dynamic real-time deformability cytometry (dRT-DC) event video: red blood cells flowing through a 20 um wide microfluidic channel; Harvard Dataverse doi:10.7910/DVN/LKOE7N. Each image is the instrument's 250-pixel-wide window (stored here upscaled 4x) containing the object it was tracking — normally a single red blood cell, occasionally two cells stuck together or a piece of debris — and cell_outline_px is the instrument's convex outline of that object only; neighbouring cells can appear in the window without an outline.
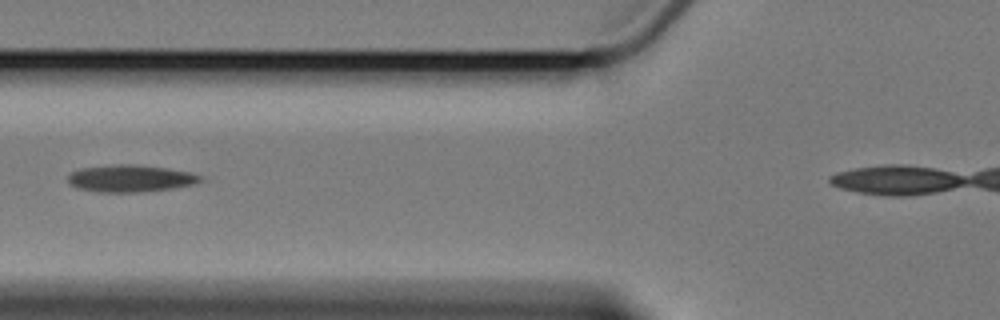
{"species": "Egyptian fruit bat (a non-hibernating species)", "species_latin": "Rousettus aegyptiacus", "temperature_condition": "cold", "stored_images_in_passage": 10, "camera_frame_rate_fps": 3000, "um_per_image_px": 0.085, "animal": {"sex": "female"}, "frame": {"image": 1, "passage_image": 2, "time_ms": 1.333, "image_size_px": [1000, 320], "cell_outline_px": [[200, 180], [192, 184], [172, 188], [136, 192], [96, 192], [76, 188], [68, 184], [68, 176], [72, 172], [80, 168], [120, 164], [132, 164], [168, 168], [188, 172], [200, 176]], "centroid_in_image_um": [10.99, 15.17], "position_along_channel_um": 114.8, "area_um2": 20.63}}
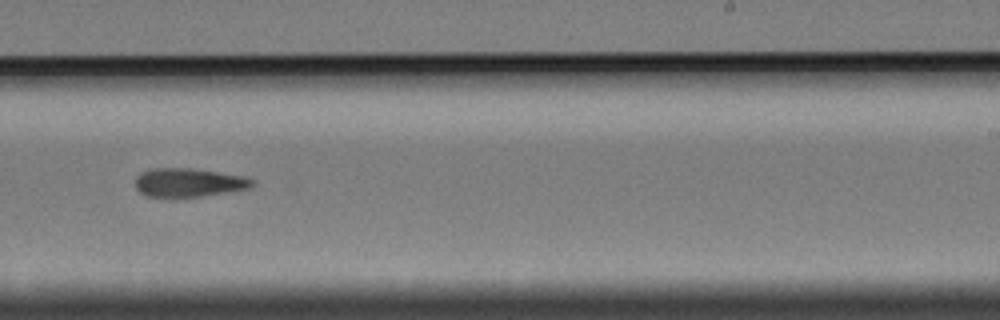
{"frame": {"image": 2, "passage_image": 6, "time_ms": 6.0, "image_size_px": [1000, 320], "cell_outline_px": [[256, 184], [248, 188], [200, 196], [172, 200], [144, 196], [136, 188], [136, 176], [140, 172], [152, 168], [188, 168], [244, 176], [252, 180]], "centroid_in_image_um": [15.93, 15.55], "position_along_channel_um": 273.1, "area_um2": 19.94}}
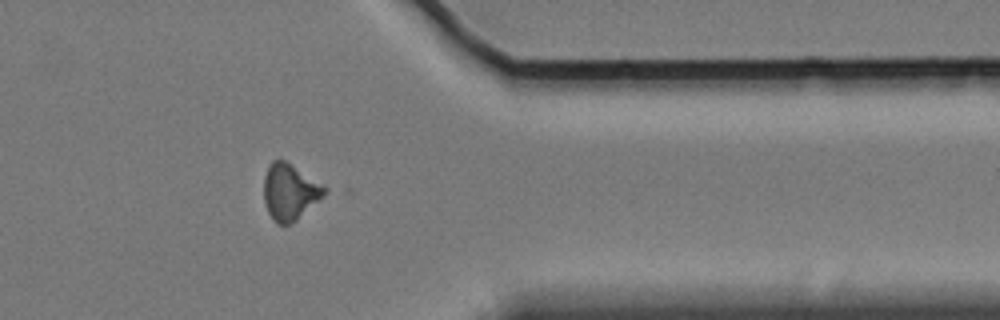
{"frame": {"image": 3, "passage_image": 9, "time_ms": 9.667, "image_size_px": [1000, 320], "cell_outline_px": [[332, 188], [328, 192], [296, 220], [288, 224], [276, 224], [268, 212], [264, 200], [264, 176], [268, 164], [272, 160], [284, 160]], "centroid_in_image_um": [24.67, 16.28], "position_along_channel_um": 386.7, "area_um2": 20.11}}